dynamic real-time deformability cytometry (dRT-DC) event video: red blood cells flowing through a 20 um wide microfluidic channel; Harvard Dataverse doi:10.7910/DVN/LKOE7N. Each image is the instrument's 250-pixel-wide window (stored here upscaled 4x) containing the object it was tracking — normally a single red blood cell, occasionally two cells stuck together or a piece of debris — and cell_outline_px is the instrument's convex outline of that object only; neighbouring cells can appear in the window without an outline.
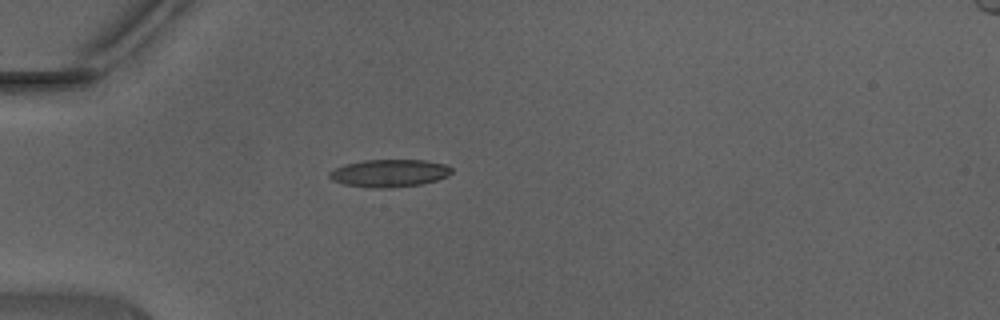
{"species": "Egyptian fruit bat (a non-hibernating species)", "species_latin": "Rousettus aegyptiacus", "temperature_condition": "warm", "stored_images_in_passage": 29, "camera_frame_rate_fps": 3000, "um_per_image_px": 0.085, "animal": {"sex": "male"}, "frame": {"image": 1, "passage_image": 1, "time_ms": 0.0, "image_size_px": [1000, 320], "cell_outline_px": [[452, 172], [448, 176], [424, 184], [392, 188], [372, 188], [344, 184], [332, 180], [328, 176], [328, 172], [344, 164], [364, 160], [424, 160], [444, 164], [452, 168]], "centroid_in_image_um": [33.09, 14.72], "position_along_channel_um": 51.9, "area_um2": 19.77}}
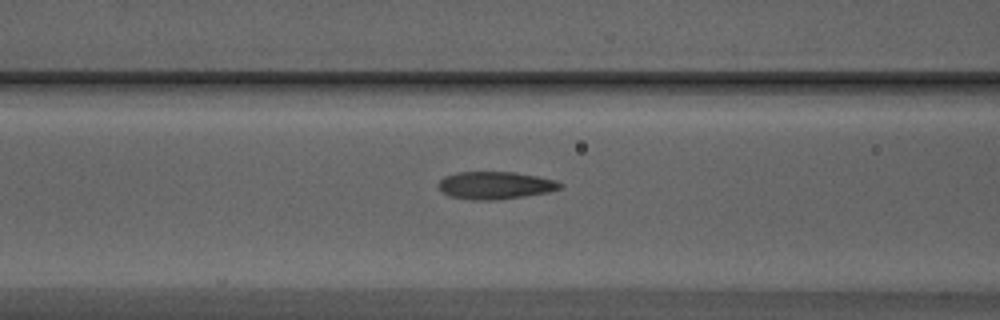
{"frame": {"image": 2, "passage_image": 7, "time_ms": 2.0, "image_size_px": [1000, 320], "cell_outline_px": [[564, 188], [548, 192], [524, 196], [492, 200], [476, 200], [452, 196], [444, 192], [436, 184], [444, 176], [460, 172], [516, 172], [556, 180], [564, 184]], "centroid_in_image_um": [42.15, 15.74], "position_along_channel_um": 124.5, "area_um2": 19.42}}
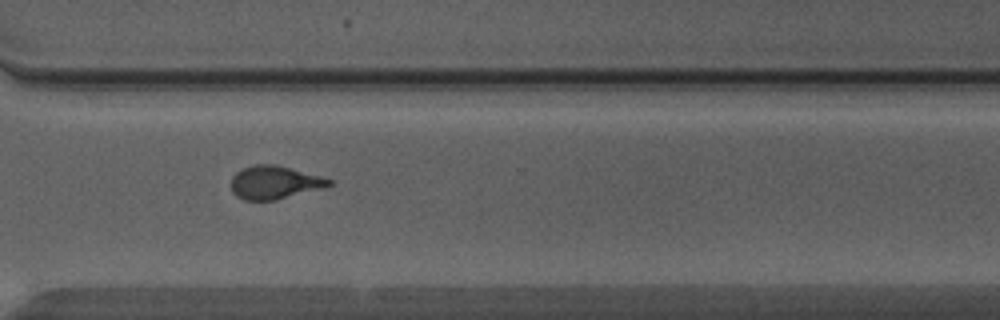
{"frame": {"image": 3, "passage_image": 22, "time_ms": 7.0, "image_size_px": [1000, 320], "cell_outline_px": [[332, 184], [324, 188], [276, 200], [244, 200], [236, 196], [232, 192], [232, 176], [236, 172], [244, 168], [256, 164], [276, 164], [320, 176], [332, 180]], "centroid_in_image_um": [23.33, 15.51], "position_along_channel_um": 347.3, "area_um2": 18.9}, "authors_computed_cell_mechanics": {"area_um2": 19.363, "velocity_mm_per_s": 4.4591, "shape_relaxation_time_tau1_ms": 7.3915, "shape_relaxation_time_tau2_ms": 1.4446, "deformation_change_tau1": 0.2622, "deformation_change_tau2": 0.0997}}